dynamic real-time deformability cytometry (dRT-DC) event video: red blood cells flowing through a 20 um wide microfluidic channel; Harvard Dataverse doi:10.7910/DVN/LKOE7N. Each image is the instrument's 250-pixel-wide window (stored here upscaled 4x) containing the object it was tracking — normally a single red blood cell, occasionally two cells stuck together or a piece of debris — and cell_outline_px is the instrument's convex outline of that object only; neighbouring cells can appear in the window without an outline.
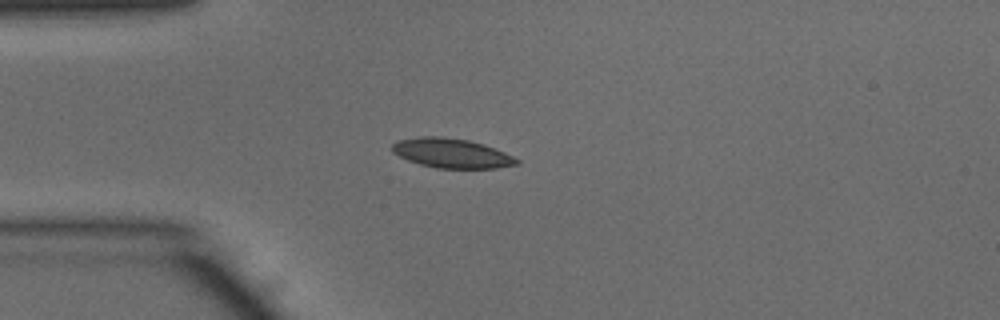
{"species": "common noctule bat (a hibernating species)", "species_latin": "Nyctalus noctula", "temperature_condition": "warm", "stored_images_in_passage": 38, "camera_frame_rate_fps": 3000, "um_per_image_px": 0.085, "animal": {"sex": "male", "body_mass_g": 15.6}, "frame": {"image": 1, "passage_image": 1, "time_ms": 0.0, "image_size_px": [1000, 320], "cell_outline_px": [[520, 164], [496, 168], [436, 168], [420, 164], [408, 160], [392, 152], [392, 144], [400, 140], [420, 136], [440, 136], [468, 140], [484, 144], [504, 152], [520, 160]], "centroid_in_image_um": [38.4, 13.02], "position_along_channel_um": 46.6, "area_um2": 21.33}}
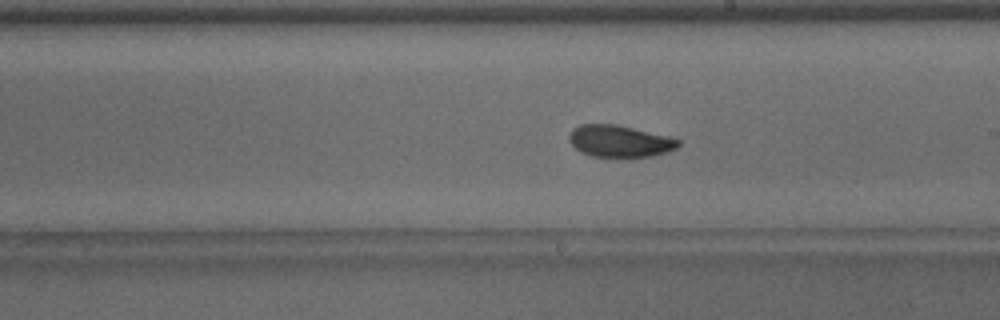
{"frame": {"image": 2, "passage_image": 16, "time_ms": 5.0, "image_size_px": [1000, 320], "cell_outline_px": [[680, 144], [676, 148], [668, 152], [652, 156], [632, 160], [592, 156], [580, 152], [568, 140], [568, 136], [572, 128], [580, 124], [616, 124], [668, 136], [680, 140]], "centroid_in_image_um": [52.67, 12.04], "position_along_channel_um": 236.3, "area_um2": 21.04}}
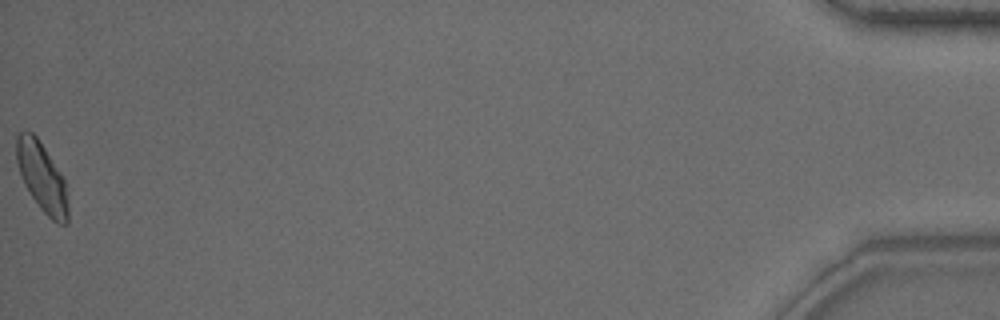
{"frame": {"image": 3, "passage_image": 38, "time_ms": 12.333, "image_size_px": [1000, 320], "cell_outline_px": [[68, 224], [60, 224], [52, 220], [40, 208], [24, 184], [16, 160], [16, 136], [24, 128], [32, 132], [36, 136], [60, 172], [64, 180], [68, 204]], "centroid_in_image_um": [3.55, 15.04], "position_along_channel_um": 431.6, "area_um2": 20.58}, "authors_computed_cell_mechanics": {"area_um2": 20.5768, "velocity_mm_per_s": 4.0469, "shape_relaxation_time_tau1_ms": 3.6292, "shape_relaxation_time_tau2_ms": 2.5067, "deformation_change_tau1": 0.1297, "deformation_change_tau2": 0.0734}}